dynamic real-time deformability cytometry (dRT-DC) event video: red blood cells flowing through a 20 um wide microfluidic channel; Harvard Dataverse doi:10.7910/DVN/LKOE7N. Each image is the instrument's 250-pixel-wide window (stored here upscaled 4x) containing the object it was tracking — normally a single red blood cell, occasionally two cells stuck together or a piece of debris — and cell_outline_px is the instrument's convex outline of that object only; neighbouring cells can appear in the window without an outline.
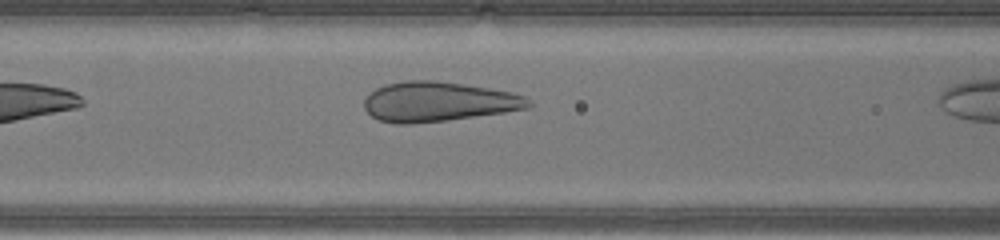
{"species": "human", "species_latin": "Homo sapiens", "temperature_condition": "warm", "stored_images_in_passage": 10, "camera_frame_rate_fps": 3000, "um_per_image_px": 0.085, "donor": {"sex": "male"}, "frame": {"image": 1, "passage_image": 6, "time_ms": 1.667, "image_size_px": [1000, 240], "cell_outline_px": [[532, 108], [448, 120], [412, 124], [396, 124], [380, 120], [372, 116], [364, 108], [364, 100], [376, 88], [384, 84], [408, 80], [432, 80], [464, 84], [512, 92], [524, 96], [532, 104]], "centroid_in_image_um": [37.26, 8.65], "position_along_channel_um": 129.3, "area_um2": 38.03}}
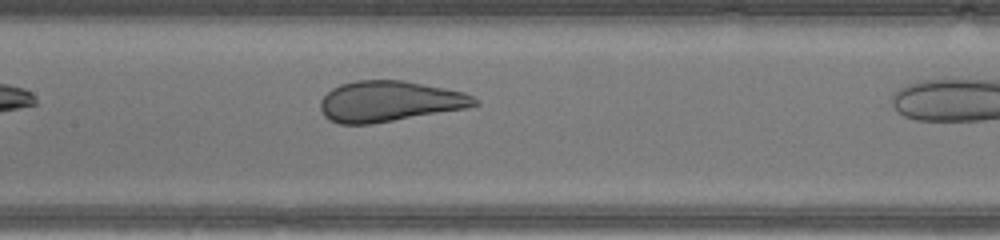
{"frame": {"image": 2, "passage_image": 9, "time_ms": 2.667, "image_size_px": [1000, 240], "cell_outline_px": [[480, 104], [464, 108], [372, 124], [340, 124], [328, 120], [324, 116], [320, 108], [320, 100], [332, 88], [340, 84], [356, 80], [404, 80], [464, 92], [472, 96]], "centroid_in_image_um": [33.05, 8.61], "position_along_channel_um": 174.4, "area_um2": 36.41}}